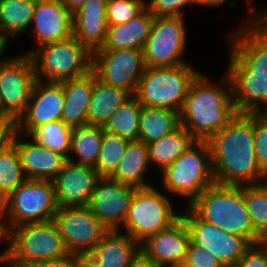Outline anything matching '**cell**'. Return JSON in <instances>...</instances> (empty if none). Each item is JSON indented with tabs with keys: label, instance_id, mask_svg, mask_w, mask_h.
I'll use <instances>...</instances> for the list:
<instances>
[{
	"label": "cell",
	"instance_id": "6da1fadb",
	"mask_svg": "<svg viewBox=\"0 0 267 267\" xmlns=\"http://www.w3.org/2000/svg\"><path fill=\"white\" fill-rule=\"evenodd\" d=\"M248 9L249 19L227 34L230 56L225 74L237 113L267 112V30L259 23L261 11L252 3Z\"/></svg>",
	"mask_w": 267,
	"mask_h": 267
},
{
	"label": "cell",
	"instance_id": "7a4b0ae2",
	"mask_svg": "<svg viewBox=\"0 0 267 267\" xmlns=\"http://www.w3.org/2000/svg\"><path fill=\"white\" fill-rule=\"evenodd\" d=\"M213 179L221 185H256L267 181L254 151L253 112L237 113L207 140Z\"/></svg>",
	"mask_w": 267,
	"mask_h": 267
},
{
	"label": "cell",
	"instance_id": "3957f363",
	"mask_svg": "<svg viewBox=\"0 0 267 267\" xmlns=\"http://www.w3.org/2000/svg\"><path fill=\"white\" fill-rule=\"evenodd\" d=\"M221 79L217 85L212 84L201 72L189 87L179 113L180 125L196 140H207L237 114L230 79L226 74Z\"/></svg>",
	"mask_w": 267,
	"mask_h": 267
},
{
	"label": "cell",
	"instance_id": "277c9868",
	"mask_svg": "<svg viewBox=\"0 0 267 267\" xmlns=\"http://www.w3.org/2000/svg\"><path fill=\"white\" fill-rule=\"evenodd\" d=\"M187 207L201 220L234 235L245 237L252 245L264 240L255 232L244 202V186L212 184Z\"/></svg>",
	"mask_w": 267,
	"mask_h": 267
},
{
	"label": "cell",
	"instance_id": "5b68a950",
	"mask_svg": "<svg viewBox=\"0 0 267 267\" xmlns=\"http://www.w3.org/2000/svg\"><path fill=\"white\" fill-rule=\"evenodd\" d=\"M7 241L0 262L11 267H32L70 254L53 220L15 226L7 232Z\"/></svg>",
	"mask_w": 267,
	"mask_h": 267
},
{
	"label": "cell",
	"instance_id": "8992f818",
	"mask_svg": "<svg viewBox=\"0 0 267 267\" xmlns=\"http://www.w3.org/2000/svg\"><path fill=\"white\" fill-rule=\"evenodd\" d=\"M34 48L23 53L32 59L36 80L59 83L92 70L93 53L74 36Z\"/></svg>",
	"mask_w": 267,
	"mask_h": 267
},
{
	"label": "cell",
	"instance_id": "52a82bcc",
	"mask_svg": "<svg viewBox=\"0 0 267 267\" xmlns=\"http://www.w3.org/2000/svg\"><path fill=\"white\" fill-rule=\"evenodd\" d=\"M159 173H162V189L189 199L187 205L190 204L215 183L208 142L195 140L171 165Z\"/></svg>",
	"mask_w": 267,
	"mask_h": 267
},
{
	"label": "cell",
	"instance_id": "ba28073f",
	"mask_svg": "<svg viewBox=\"0 0 267 267\" xmlns=\"http://www.w3.org/2000/svg\"><path fill=\"white\" fill-rule=\"evenodd\" d=\"M200 73L188 62L171 67H146L135 96L142 106L180 113L189 87Z\"/></svg>",
	"mask_w": 267,
	"mask_h": 267
},
{
	"label": "cell",
	"instance_id": "9c48e42d",
	"mask_svg": "<svg viewBox=\"0 0 267 267\" xmlns=\"http://www.w3.org/2000/svg\"><path fill=\"white\" fill-rule=\"evenodd\" d=\"M169 197L153 186L138 188L119 231H127L126 234L141 244L148 237L169 228L181 217V213L175 212Z\"/></svg>",
	"mask_w": 267,
	"mask_h": 267
},
{
	"label": "cell",
	"instance_id": "30bf717a",
	"mask_svg": "<svg viewBox=\"0 0 267 267\" xmlns=\"http://www.w3.org/2000/svg\"><path fill=\"white\" fill-rule=\"evenodd\" d=\"M57 211L53 181L26 180L4 199V227L8 232L22 224L48 222Z\"/></svg>",
	"mask_w": 267,
	"mask_h": 267
},
{
	"label": "cell",
	"instance_id": "8fae6325",
	"mask_svg": "<svg viewBox=\"0 0 267 267\" xmlns=\"http://www.w3.org/2000/svg\"><path fill=\"white\" fill-rule=\"evenodd\" d=\"M187 31L183 16H158L143 48L146 67H171L185 64Z\"/></svg>",
	"mask_w": 267,
	"mask_h": 267
},
{
	"label": "cell",
	"instance_id": "7c38bea8",
	"mask_svg": "<svg viewBox=\"0 0 267 267\" xmlns=\"http://www.w3.org/2000/svg\"><path fill=\"white\" fill-rule=\"evenodd\" d=\"M35 81L29 54L4 58L0 62V111L18 120L26 110Z\"/></svg>",
	"mask_w": 267,
	"mask_h": 267
},
{
	"label": "cell",
	"instance_id": "4fadbf2b",
	"mask_svg": "<svg viewBox=\"0 0 267 267\" xmlns=\"http://www.w3.org/2000/svg\"><path fill=\"white\" fill-rule=\"evenodd\" d=\"M53 221L68 252L84 257L109 231L88 206L58 208Z\"/></svg>",
	"mask_w": 267,
	"mask_h": 267
},
{
	"label": "cell",
	"instance_id": "5bb4252c",
	"mask_svg": "<svg viewBox=\"0 0 267 267\" xmlns=\"http://www.w3.org/2000/svg\"><path fill=\"white\" fill-rule=\"evenodd\" d=\"M146 64L143 50L111 49L93 52L92 70L106 84L135 95Z\"/></svg>",
	"mask_w": 267,
	"mask_h": 267
},
{
	"label": "cell",
	"instance_id": "9a60e30c",
	"mask_svg": "<svg viewBox=\"0 0 267 267\" xmlns=\"http://www.w3.org/2000/svg\"><path fill=\"white\" fill-rule=\"evenodd\" d=\"M181 217L187 224L190 239L214 254L224 267H236L239 259L252 246L245 237L199 219L187 206Z\"/></svg>",
	"mask_w": 267,
	"mask_h": 267
},
{
	"label": "cell",
	"instance_id": "2e32d148",
	"mask_svg": "<svg viewBox=\"0 0 267 267\" xmlns=\"http://www.w3.org/2000/svg\"><path fill=\"white\" fill-rule=\"evenodd\" d=\"M137 189L109 176H101L88 207L109 231L120 230Z\"/></svg>",
	"mask_w": 267,
	"mask_h": 267
},
{
	"label": "cell",
	"instance_id": "e0dca14e",
	"mask_svg": "<svg viewBox=\"0 0 267 267\" xmlns=\"http://www.w3.org/2000/svg\"><path fill=\"white\" fill-rule=\"evenodd\" d=\"M100 177L93 166L67 159L52 180L58 208L88 206Z\"/></svg>",
	"mask_w": 267,
	"mask_h": 267
},
{
	"label": "cell",
	"instance_id": "ac0fdd59",
	"mask_svg": "<svg viewBox=\"0 0 267 267\" xmlns=\"http://www.w3.org/2000/svg\"><path fill=\"white\" fill-rule=\"evenodd\" d=\"M63 107L62 85L36 80L26 110L17 120V132L29 135L42 124L61 120Z\"/></svg>",
	"mask_w": 267,
	"mask_h": 267
},
{
	"label": "cell",
	"instance_id": "d6986e66",
	"mask_svg": "<svg viewBox=\"0 0 267 267\" xmlns=\"http://www.w3.org/2000/svg\"><path fill=\"white\" fill-rule=\"evenodd\" d=\"M32 23L37 47L73 36V13L62 0H36Z\"/></svg>",
	"mask_w": 267,
	"mask_h": 267
},
{
	"label": "cell",
	"instance_id": "ffe728a7",
	"mask_svg": "<svg viewBox=\"0 0 267 267\" xmlns=\"http://www.w3.org/2000/svg\"><path fill=\"white\" fill-rule=\"evenodd\" d=\"M190 233L184 219L180 217L169 228L148 237L140 244V250L159 267L185 261Z\"/></svg>",
	"mask_w": 267,
	"mask_h": 267
},
{
	"label": "cell",
	"instance_id": "44dd1931",
	"mask_svg": "<svg viewBox=\"0 0 267 267\" xmlns=\"http://www.w3.org/2000/svg\"><path fill=\"white\" fill-rule=\"evenodd\" d=\"M24 137L25 134L17 132L13 144L19 153L27 180L52 181L67 159L32 138L28 141Z\"/></svg>",
	"mask_w": 267,
	"mask_h": 267
},
{
	"label": "cell",
	"instance_id": "7402d4cb",
	"mask_svg": "<svg viewBox=\"0 0 267 267\" xmlns=\"http://www.w3.org/2000/svg\"><path fill=\"white\" fill-rule=\"evenodd\" d=\"M119 230L108 231L85 256L86 267H128L140 244Z\"/></svg>",
	"mask_w": 267,
	"mask_h": 267
},
{
	"label": "cell",
	"instance_id": "603a6c76",
	"mask_svg": "<svg viewBox=\"0 0 267 267\" xmlns=\"http://www.w3.org/2000/svg\"><path fill=\"white\" fill-rule=\"evenodd\" d=\"M107 0H86L73 13V36L92 53L100 49L107 32Z\"/></svg>",
	"mask_w": 267,
	"mask_h": 267
},
{
	"label": "cell",
	"instance_id": "cb8c5ba5",
	"mask_svg": "<svg viewBox=\"0 0 267 267\" xmlns=\"http://www.w3.org/2000/svg\"><path fill=\"white\" fill-rule=\"evenodd\" d=\"M154 18L155 16L145 8L139 15L124 24L108 25L105 41L98 50H143Z\"/></svg>",
	"mask_w": 267,
	"mask_h": 267
},
{
	"label": "cell",
	"instance_id": "d4e9b609",
	"mask_svg": "<svg viewBox=\"0 0 267 267\" xmlns=\"http://www.w3.org/2000/svg\"><path fill=\"white\" fill-rule=\"evenodd\" d=\"M59 83L64 92L61 121L72 128L87 124V110L93 89V70L86 75Z\"/></svg>",
	"mask_w": 267,
	"mask_h": 267
},
{
	"label": "cell",
	"instance_id": "484cf974",
	"mask_svg": "<svg viewBox=\"0 0 267 267\" xmlns=\"http://www.w3.org/2000/svg\"><path fill=\"white\" fill-rule=\"evenodd\" d=\"M131 96L132 94L125 89L104 83L93 71V89L87 110V124L103 127L112 113Z\"/></svg>",
	"mask_w": 267,
	"mask_h": 267
},
{
	"label": "cell",
	"instance_id": "4316f807",
	"mask_svg": "<svg viewBox=\"0 0 267 267\" xmlns=\"http://www.w3.org/2000/svg\"><path fill=\"white\" fill-rule=\"evenodd\" d=\"M150 167L148 146L142 141H130L125 153L110 178L136 188L153 186L145 179L144 174Z\"/></svg>",
	"mask_w": 267,
	"mask_h": 267
},
{
	"label": "cell",
	"instance_id": "83f0119b",
	"mask_svg": "<svg viewBox=\"0 0 267 267\" xmlns=\"http://www.w3.org/2000/svg\"><path fill=\"white\" fill-rule=\"evenodd\" d=\"M180 126L179 113L166 108L142 106L139 116V141L149 144L169 135Z\"/></svg>",
	"mask_w": 267,
	"mask_h": 267
},
{
	"label": "cell",
	"instance_id": "f1b7e54d",
	"mask_svg": "<svg viewBox=\"0 0 267 267\" xmlns=\"http://www.w3.org/2000/svg\"><path fill=\"white\" fill-rule=\"evenodd\" d=\"M195 140L196 139L180 125L169 135L147 144L150 164H156L155 166H157L158 171L162 172Z\"/></svg>",
	"mask_w": 267,
	"mask_h": 267
},
{
	"label": "cell",
	"instance_id": "f546056e",
	"mask_svg": "<svg viewBox=\"0 0 267 267\" xmlns=\"http://www.w3.org/2000/svg\"><path fill=\"white\" fill-rule=\"evenodd\" d=\"M103 131L102 126L96 125L85 124L73 127L71 131L70 152L67 159L75 163L94 167L98 160Z\"/></svg>",
	"mask_w": 267,
	"mask_h": 267
},
{
	"label": "cell",
	"instance_id": "4dcf8cb0",
	"mask_svg": "<svg viewBox=\"0 0 267 267\" xmlns=\"http://www.w3.org/2000/svg\"><path fill=\"white\" fill-rule=\"evenodd\" d=\"M35 4L36 0H0V35L7 42L31 27Z\"/></svg>",
	"mask_w": 267,
	"mask_h": 267
},
{
	"label": "cell",
	"instance_id": "1f68e13d",
	"mask_svg": "<svg viewBox=\"0 0 267 267\" xmlns=\"http://www.w3.org/2000/svg\"><path fill=\"white\" fill-rule=\"evenodd\" d=\"M141 104L137 97L132 95L109 117L103 130L130 141L139 140V116Z\"/></svg>",
	"mask_w": 267,
	"mask_h": 267
},
{
	"label": "cell",
	"instance_id": "d6a6232c",
	"mask_svg": "<svg viewBox=\"0 0 267 267\" xmlns=\"http://www.w3.org/2000/svg\"><path fill=\"white\" fill-rule=\"evenodd\" d=\"M71 131L72 127L61 120H56L36 127L25 137L27 139L32 138L37 143L62 154L67 159L70 152Z\"/></svg>",
	"mask_w": 267,
	"mask_h": 267
},
{
	"label": "cell",
	"instance_id": "836d02e7",
	"mask_svg": "<svg viewBox=\"0 0 267 267\" xmlns=\"http://www.w3.org/2000/svg\"><path fill=\"white\" fill-rule=\"evenodd\" d=\"M27 180L14 144L0 151V196L7 198Z\"/></svg>",
	"mask_w": 267,
	"mask_h": 267
},
{
	"label": "cell",
	"instance_id": "e575fe53",
	"mask_svg": "<svg viewBox=\"0 0 267 267\" xmlns=\"http://www.w3.org/2000/svg\"><path fill=\"white\" fill-rule=\"evenodd\" d=\"M244 202L250 214L255 232L267 239V181L256 185H244Z\"/></svg>",
	"mask_w": 267,
	"mask_h": 267
},
{
	"label": "cell",
	"instance_id": "d590c367",
	"mask_svg": "<svg viewBox=\"0 0 267 267\" xmlns=\"http://www.w3.org/2000/svg\"><path fill=\"white\" fill-rule=\"evenodd\" d=\"M130 140L103 131L98 160L94 168L100 176H110L118 166Z\"/></svg>",
	"mask_w": 267,
	"mask_h": 267
},
{
	"label": "cell",
	"instance_id": "8d00e7d4",
	"mask_svg": "<svg viewBox=\"0 0 267 267\" xmlns=\"http://www.w3.org/2000/svg\"><path fill=\"white\" fill-rule=\"evenodd\" d=\"M145 8L144 0H107V24H124L139 15Z\"/></svg>",
	"mask_w": 267,
	"mask_h": 267
},
{
	"label": "cell",
	"instance_id": "74e56055",
	"mask_svg": "<svg viewBox=\"0 0 267 267\" xmlns=\"http://www.w3.org/2000/svg\"><path fill=\"white\" fill-rule=\"evenodd\" d=\"M253 136L258 166L267 175V112H253Z\"/></svg>",
	"mask_w": 267,
	"mask_h": 267
},
{
	"label": "cell",
	"instance_id": "f35d334b",
	"mask_svg": "<svg viewBox=\"0 0 267 267\" xmlns=\"http://www.w3.org/2000/svg\"><path fill=\"white\" fill-rule=\"evenodd\" d=\"M196 5L197 0H149L146 8L155 16H184L183 7Z\"/></svg>",
	"mask_w": 267,
	"mask_h": 267
},
{
	"label": "cell",
	"instance_id": "ab89813d",
	"mask_svg": "<svg viewBox=\"0 0 267 267\" xmlns=\"http://www.w3.org/2000/svg\"><path fill=\"white\" fill-rule=\"evenodd\" d=\"M185 261L193 267H224L214 254L207 252L205 247L195 244L191 239Z\"/></svg>",
	"mask_w": 267,
	"mask_h": 267
},
{
	"label": "cell",
	"instance_id": "60d3db41",
	"mask_svg": "<svg viewBox=\"0 0 267 267\" xmlns=\"http://www.w3.org/2000/svg\"><path fill=\"white\" fill-rule=\"evenodd\" d=\"M236 267H267V245L253 244L239 259Z\"/></svg>",
	"mask_w": 267,
	"mask_h": 267
},
{
	"label": "cell",
	"instance_id": "b9f144b4",
	"mask_svg": "<svg viewBox=\"0 0 267 267\" xmlns=\"http://www.w3.org/2000/svg\"><path fill=\"white\" fill-rule=\"evenodd\" d=\"M17 133V120L8 113L0 111V151L13 144Z\"/></svg>",
	"mask_w": 267,
	"mask_h": 267
},
{
	"label": "cell",
	"instance_id": "7bdbcfd3",
	"mask_svg": "<svg viewBox=\"0 0 267 267\" xmlns=\"http://www.w3.org/2000/svg\"><path fill=\"white\" fill-rule=\"evenodd\" d=\"M32 267H86V261L84 256L69 254L56 260L37 263Z\"/></svg>",
	"mask_w": 267,
	"mask_h": 267
},
{
	"label": "cell",
	"instance_id": "ee69618b",
	"mask_svg": "<svg viewBox=\"0 0 267 267\" xmlns=\"http://www.w3.org/2000/svg\"><path fill=\"white\" fill-rule=\"evenodd\" d=\"M128 267H159V266L140 250L136 254V256L131 260Z\"/></svg>",
	"mask_w": 267,
	"mask_h": 267
},
{
	"label": "cell",
	"instance_id": "f6af8a7d",
	"mask_svg": "<svg viewBox=\"0 0 267 267\" xmlns=\"http://www.w3.org/2000/svg\"><path fill=\"white\" fill-rule=\"evenodd\" d=\"M86 0H62L64 5L72 12H76Z\"/></svg>",
	"mask_w": 267,
	"mask_h": 267
},
{
	"label": "cell",
	"instance_id": "bcb514c9",
	"mask_svg": "<svg viewBox=\"0 0 267 267\" xmlns=\"http://www.w3.org/2000/svg\"><path fill=\"white\" fill-rule=\"evenodd\" d=\"M227 0H197V4L198 6H210V7H218L219 5L221 6L224 2H226Z\"/></svg>",
	"mask_w": 267,
	"mask_h": 267
},
{
	"label": "cell",
	"instance_id": "7dc6e473",
	"mask_svg": "<svg viewBox=\"0 0 267 267\" xmlns=\"http://www.w3.org/2000/svg\"><path fill=\"white\" fill-rule=\"evenodd\" d=\"M3 211H0V242H7V232L4 227V222H3Z\"/></svg>",
	"mask_w": 267,
	"mask_h": 267
},
{
	"label": "cell",
	"instance_id": "c3c4849f",
	"mask_svg": "<svg viewBox=\"0 0 267 267\" xmlns=\"http://www.w3.org/2000/svg\"><path fill=\"white\" fill-rule=\"evenodd\" d=\"M7 46L8 42L0 35V62L4 59L3 57H5L3 54Z\"/></svg>",
	"mask_w": 267,
	"mask_h": 267
},
{
	"label": "cell",
	"instance_id": "681fc988",
	"mask_svg": "<svg viewBox=\"0 0 267 267\" xmlns=\"http://www.w3.org/2000/svg\"><path fill=\"white\" fill-rule=\"evenodd\" d=\"M262 13L263 12H261V14H260L259 23L261 25H267V12L265 13V11H264V13L263 14Z\"/></svg>",
	"mask_w": 267,
	"mask_h": 267
},
{
	"label": "cell",
	"instance_id": "f907efd6",
	"mask_svg": "<svg viewBox=\"0 0 267 267\" xmlns=\"http://www.w3.org/2000/svg\"><path fill=\"white\" fill-rule=\"evenodd\" d=\"M167 267H193V266H191L190 264H188L186 261H181L179 263L172 264V265H169Z\"/></svg>",
	"mask_w": 267,
	"mask_h": 267
},
{
	"label": "cell",
	"instance_id": "816d5d0a",
	"mask_svg": "<svg viewBox=\"0 0 267 267\" xmlns=\"http://www.w3.org/2000/svg\"><path fill=\"white\" fill-rule=\"evenodd\" d=\"M4 199L0 196V211H3Z\"/></svg>",
	"mask_w": 267,
	"mask_h": 267
},
{
	"label": "cell",
	"instance_id": "f5cc1de1",
	"mask_svg": "<svg viewBox=\"0 0 267 267\" xmlns=\"http://www.w3.org/2000/svg\"><path fill=\"white\" fill-rule=\"evenodd\" d=\"M0 263L1 265H3V267H11V266L6 265L4 262H0Z\"/></svg>",
	"mask_w": 267,
	"mask_h": 267
}]
</instances>
